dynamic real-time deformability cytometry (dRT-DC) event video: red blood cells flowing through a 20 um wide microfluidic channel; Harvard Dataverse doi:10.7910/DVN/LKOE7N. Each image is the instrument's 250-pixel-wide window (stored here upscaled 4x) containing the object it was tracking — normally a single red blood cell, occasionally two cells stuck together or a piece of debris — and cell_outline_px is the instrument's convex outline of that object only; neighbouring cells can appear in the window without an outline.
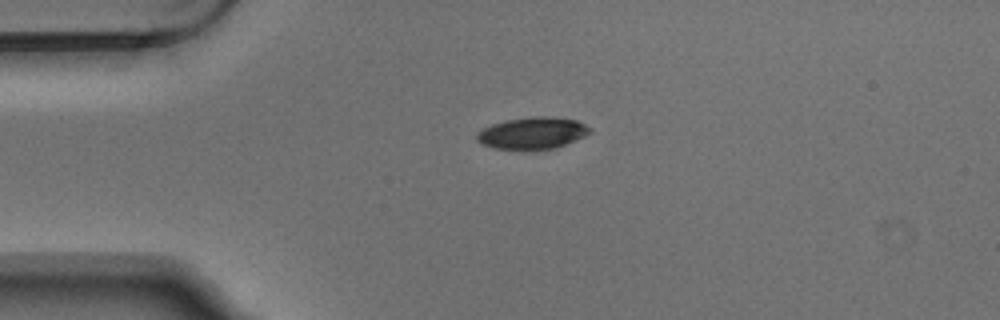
{"species": "Egyptian fruit bat (a non-hibernating species)", "species_latin": "Rousettus aegyptiacus", "temperature_condition": "warm", "stored_images_in_passage": 1, "camera_frame_rate_fps": 3000, "um_per_image_px": 0.085, "animal": {"sex": "male"}, "frame": {"image": 1, "passage_image": 1, "time_ms": 0.0, "image_size_px": [1000, 320], "cell_outline_px": [[592, 132], [584, 136], [556, 148], [492, 148], [476, 140], [476, 132], [492, 124], [504, 120], [532, 116], [544, 116], [576, 120], [592, 128]], "centroid_in_image_um": [45.25, 11.29], "position_along_channel_um": 39.7, "area_um2": 20.63}}